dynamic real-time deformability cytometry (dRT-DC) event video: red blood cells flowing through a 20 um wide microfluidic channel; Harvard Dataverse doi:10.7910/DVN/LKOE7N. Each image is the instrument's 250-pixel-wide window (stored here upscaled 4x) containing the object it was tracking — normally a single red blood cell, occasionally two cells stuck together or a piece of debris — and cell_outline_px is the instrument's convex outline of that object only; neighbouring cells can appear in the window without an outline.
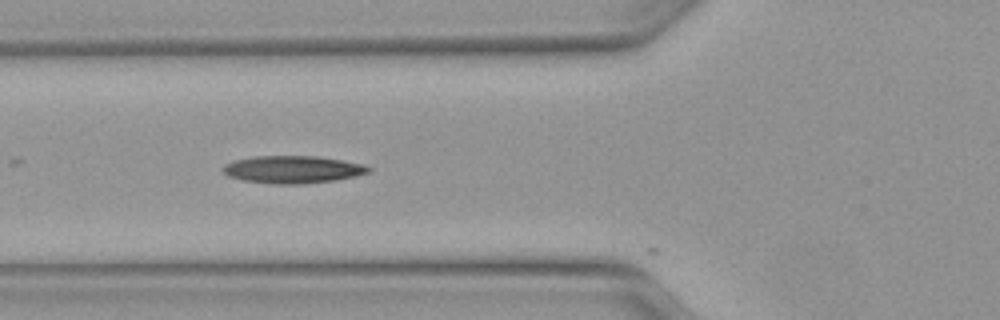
{"species": "Egyptian fruit bat (a non-hibernating species)", "species_latin": "Rousettus aegyptiacus", "temperature_condition": "warm", "stored_images_in_passage": 6, "camera_frame_rate_fps": 3000, "um_per_image_px": 0.085, "animal": {"sex": "female"}, "frame": {"image": 1, "passage_image": 4, "time_ms": 1.0, "image_size_px": [1000, 320], "cell_outline_px": [[372, 168], [368, 172], [356, 176], [336, 180], [304, 184], [272, 184], [244, 180], [228, 176], [220, 168], [224, 164], [236, 160], [252, 156], [316, 156], [364, 164]], "centroid_in_image_um": [24.87, 14.41], "position_along_channel_um": 100.9, "area_um2": 23.35}}